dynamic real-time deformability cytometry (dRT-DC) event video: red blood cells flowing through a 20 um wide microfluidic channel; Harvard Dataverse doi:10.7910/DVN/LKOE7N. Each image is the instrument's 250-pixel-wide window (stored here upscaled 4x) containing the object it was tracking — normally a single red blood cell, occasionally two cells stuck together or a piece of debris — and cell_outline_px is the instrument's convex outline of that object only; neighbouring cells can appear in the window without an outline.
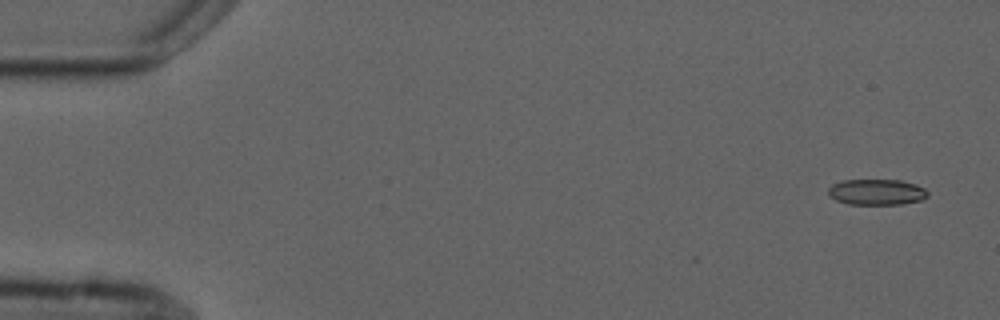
{"species": "common noctule bat (a hibernating species)", "species_latin": "Nyctalus noctula", "temperature_condition": "cold", "stored_images_in_passage": 5, "camera_frame_rate_fps": 3000, "um_per_image_px": 0.085, "animal": {"sex": "male", "forearm_length_mm": 52.5}, "frame": {"image": 1, "passage_image": 1, "time_ms": 0.0, "image_size_px": [1000, 320], "cell_outline_px": [[928, 196], [924, 200], [900, 204], [848, 204], [836, 200], [828, 196], [828, 188], [832, 184], [840, 180], [900, 180], [916, 184], [924, 188], [928, 192]], "centroid_in_image_um": [74.51, 16.32], "position_along_channel_um": 10.5, "area_um2": 15.14}}
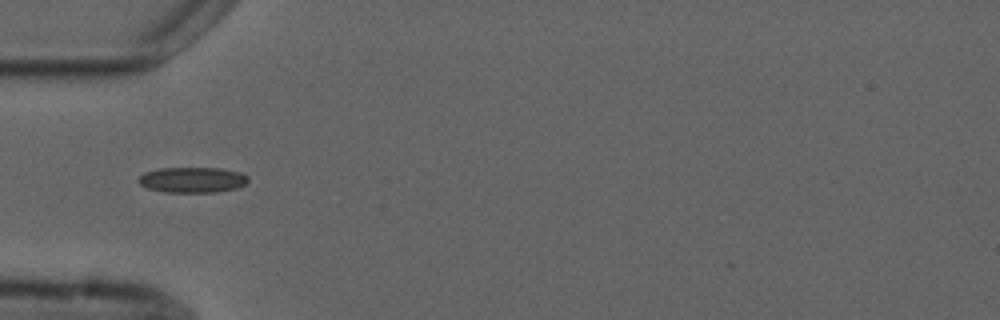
{"frame": {"image": 2, "passage_image": 5, "time_ms": 5.0, "image_size_px": [1000, 320], "cell_outline_px": [[248, 180], [244, 184], [236, 188], [216, 192], [164, 192], [148, 188], [140, 184], [136, 180], [144, 172], [160, 168], [220, 168], [240, 172], [248, 176]], "centroid_in_image_um": [16.33, 15.28], "position_along_channel_um": 68.7, "area_um2": 16.3}}